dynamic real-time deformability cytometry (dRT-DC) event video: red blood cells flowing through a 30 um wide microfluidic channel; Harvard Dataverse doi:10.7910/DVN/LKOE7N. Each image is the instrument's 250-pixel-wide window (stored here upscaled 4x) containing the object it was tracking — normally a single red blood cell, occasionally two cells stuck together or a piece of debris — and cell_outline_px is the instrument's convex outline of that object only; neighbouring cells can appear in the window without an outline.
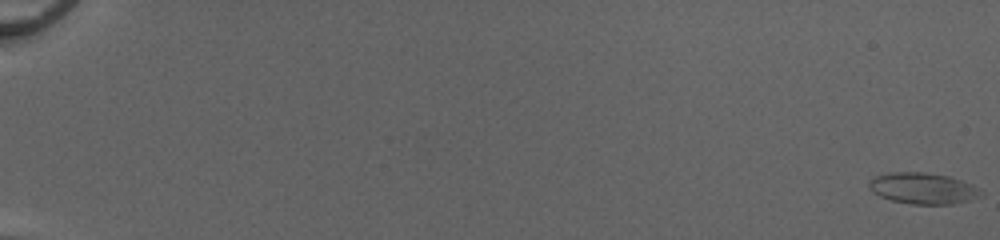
{"species": "common noctule bat (a hibernating species)", "species_latin": "Nyctalus noctula", "temperature_condition": "cold", "stored_images_in_passage": 53, "camera_frame_rate_fps": 3000, "um_per_image_px": 0.085, "animal": {"sex": "female", "body_mass_g": 20.0, "forearm_length_mm": 54.0}, "frame": {"image": 1, "passage_image": 1, "time_ms": 0.0, "image_size_px": [1000, 240], "cell_outline_px": [[984, 196], [952, 204], [912, 204], [892, 200], [880, 196], [872, 192], [868, 188], [868, 184], [872, 176], [892, 172], [924, 172], [948, 176], [972, 184], [984, 192]], "centroid_in_image_um": [78.44, 16.0], "position_along_channel_um": 6.6, "area_um2": 20.46}}
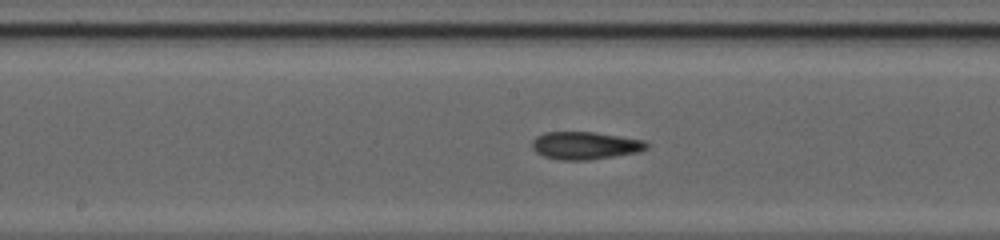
{"frame": {"image": 2, "passage_image": 31, "time_ms": 10.0, "image_size_px": [1000, 240], "cell_outline_px": [[652, 144], [648, 148], [640, 152], [588, 160], [560, 160], [544, 156], [536, 152], [532, 148], [532, 140], [536, 136], [544, 132], [592, 132], [644, 140]], "centroid_in_image_um": [49.76, 12.37], "position_along_channel_um": 198.4, "area_um2": 18.55}}
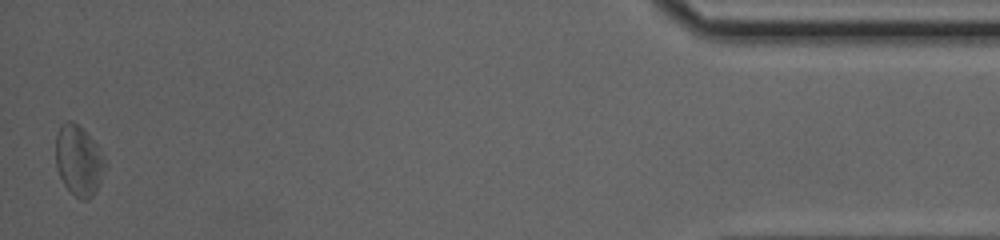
{"frame": {"image": 3, "passage_image": 53, "time_ms": 17.333, "image_size_px": [1000, 240], "cell_outline_px": [[108, 164], [100, 184], [96, 192], [88, 200], [80, 200], [64, 184], [56, 168], [56, 136], [60, 124], [68, 120], [72, 120], [100, 148]], "centroid_in_image_um": [6.72, 13.67], "position_along_channel_um": 428.5, "area_um2": 20.35}, "authors_computed_cell_mechanics": {"area_um2": 18.785, "velocity_mm_per_s": 4.1438, "shape_relaxation_time_tau1_ms": 5.1452, "shape_relaxation_time_tau2_ms": 2.133, "deformation_change_tau1": 0.1492, "deformation_change_tau2": 0.0906}}